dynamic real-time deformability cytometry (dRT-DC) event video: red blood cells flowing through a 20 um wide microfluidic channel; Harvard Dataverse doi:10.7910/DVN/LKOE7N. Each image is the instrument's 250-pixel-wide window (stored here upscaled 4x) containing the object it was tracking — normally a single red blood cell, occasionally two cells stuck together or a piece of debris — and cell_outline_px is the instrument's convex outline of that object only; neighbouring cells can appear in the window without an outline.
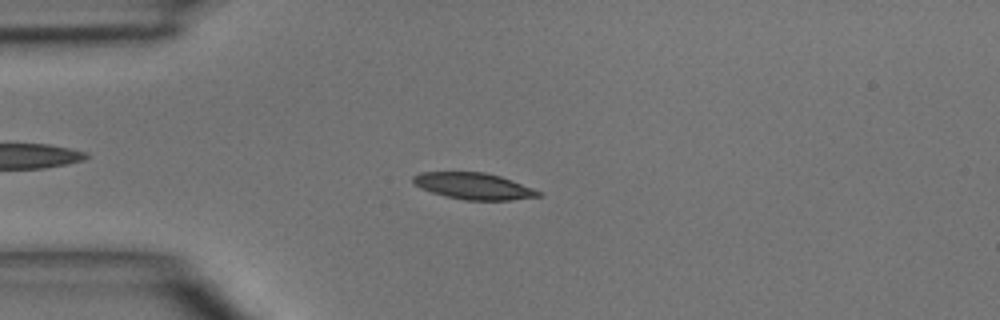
{"species": "common noctule bat (a hibernating species)", "species_latin": "Nyctalus noctula", "temperature_condition": "room temperature", "stored_images_in_passage": 5, "camera_frame_rate_fps": 3000, "um_per_image_px": 0.085, "animal": {"sex": "male", "body_mass_g": 15.6}, "frame": {"image": 1, "passage_image": 4, "time_ms": 3.333, "image_size_px": [1000, 320], "cell_outline_px": [[540, 196], [512, 200], [464, 200], [444, 196], [420, 188], [412, 184], [412, 176], [420, 172], [484, 172], [500, 176], [512, 180], [532, 188], [540, 192]], "centroid_in_image_um": [40.2, 15.81], "position_along_channel_um": 44.8, "area_um2": 19.36}}